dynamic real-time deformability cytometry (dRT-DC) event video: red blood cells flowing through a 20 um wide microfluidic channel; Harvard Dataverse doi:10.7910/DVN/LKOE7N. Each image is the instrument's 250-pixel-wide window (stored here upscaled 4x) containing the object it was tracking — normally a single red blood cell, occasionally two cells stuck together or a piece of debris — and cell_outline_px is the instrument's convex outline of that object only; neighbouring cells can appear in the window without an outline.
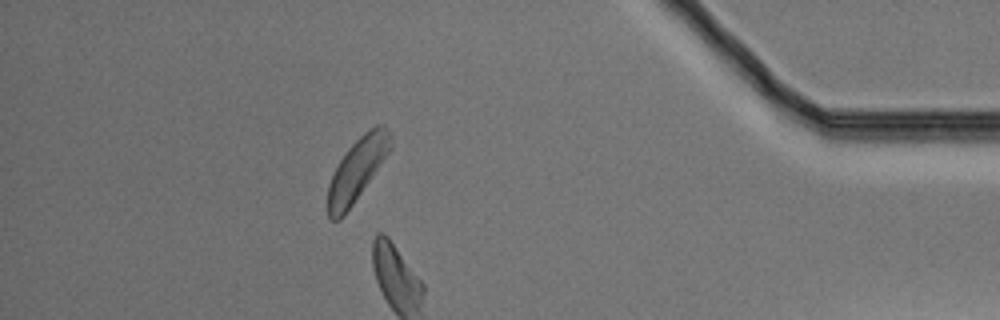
{"species": "Egyptian fruit bat (a non-hibernating species)", "species_latin": "Rousettus aegyptiacus", "temperature_condition": "warm", "stored_images_in_passage": 41, "camera_frame_rate_fps": 3000, "um_per_image_px": 0.085, "animal": {"sex": "male"}, "frame": {"image": 1, "passage_image": 35, "time_ms": 11.333, "image_size_px": [1000, 320], "cell_outline_px": [[392, 148], [344, 216], [340, 220], [332, 220], [328, 216], [328, 184], [340, 160], [348, 148], [364, 132], [376, 124], [384, 124], [388, 132], [392, 144]], "centroid_in_image_um": [30.35, 14.41], "position_along_channel_um": 404.9, "area_um2": 22.48}}